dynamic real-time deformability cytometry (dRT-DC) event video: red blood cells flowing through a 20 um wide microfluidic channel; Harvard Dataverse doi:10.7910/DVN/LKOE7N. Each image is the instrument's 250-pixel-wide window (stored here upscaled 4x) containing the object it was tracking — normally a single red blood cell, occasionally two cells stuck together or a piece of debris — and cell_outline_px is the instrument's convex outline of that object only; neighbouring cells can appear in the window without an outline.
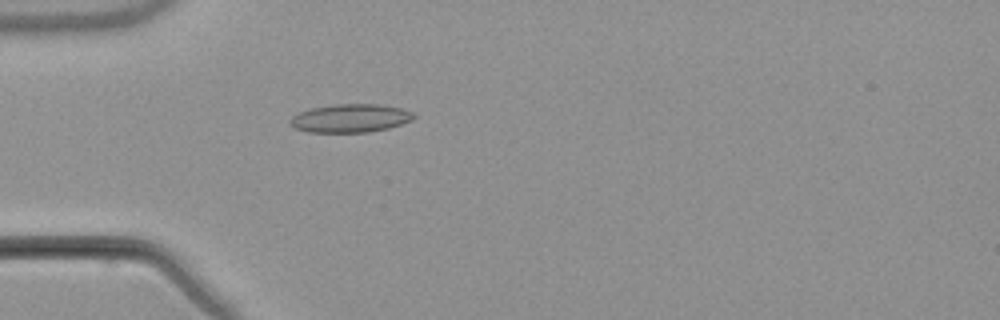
{"species": "common noctule bat (a hibernating species)", "species_latin": "Nyctalus noctula", "temperature_condition": "warm", "stored_images_in_passage": 5, "camera_frame_rate_fps": 3000, "um_per_image_px": 0.085, "animal": {"sex": "male", "body_mass_g": 21.5, "forearm_length_mm": 52.0}, "frame": {"image": 1, "passage_image": 5, "time_ms": 5.0, "image_size_px": [1000, 320], "cell_outline_px": [[416, 116], [412, 120], [388, 128], [368, 132], [308, 132], [296, 128], [288, 124], [288, 120], [292, 116], [300, 112], [312, 108], [332, 104], [376, 104], [400, 108], [412, 112]], "centroid_in_image_um": [29.75, 10.05], "position_along_channel_um": 55.3, "area_um2": 20.35}}